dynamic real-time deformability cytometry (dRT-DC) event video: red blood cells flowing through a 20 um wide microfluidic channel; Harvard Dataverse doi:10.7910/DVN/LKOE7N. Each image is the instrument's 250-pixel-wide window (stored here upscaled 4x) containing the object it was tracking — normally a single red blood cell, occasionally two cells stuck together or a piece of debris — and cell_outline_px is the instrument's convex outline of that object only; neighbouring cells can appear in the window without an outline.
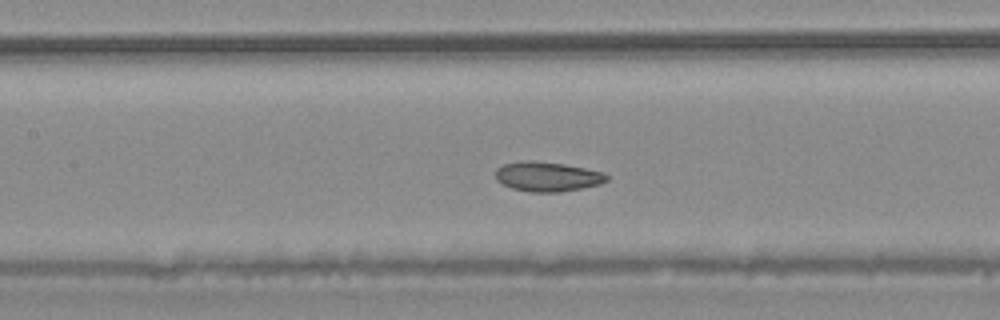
{"species": "common noctule bat (a hibernating species)", "species_latin": "Nyctalus noctula", "temperature_condition": "warm", "stored_images_in_passage": 48, "camera_frame_rate_fps": 3000, "um_per_image_px": 0.085, "animal": {"sex": "male", "body_mass_g": 20.4}, "frame": {"image": 1, "passage_image": 21, "time_ms": 6.667, "image_size_px": [1000, 320], "cell_outline_px": [[608, 180], [600, 184], [560, 192], [528, 192], [512, 188], [496, 180], [496, 168], [504, 164], [524, 160], [532, 160], [564, 164], [604, 172], [608, 176]], "centroid_in_image_um": [46.52, 15.01], "position_along_channel_um": 160.9, "area_um2": 19.19}, "authors_computed_cell_mechanics": {"area_um2": 20.0855, "velocity_mm_per_s": 4.1857, "shape_relaxation_time_tau1_ms": 4.0387, "shape_relaxation_time_tau2_ms": 3.5745, "deformation_change_tau1": 0.0763, "deformation_change_tau2": 0.0845}}